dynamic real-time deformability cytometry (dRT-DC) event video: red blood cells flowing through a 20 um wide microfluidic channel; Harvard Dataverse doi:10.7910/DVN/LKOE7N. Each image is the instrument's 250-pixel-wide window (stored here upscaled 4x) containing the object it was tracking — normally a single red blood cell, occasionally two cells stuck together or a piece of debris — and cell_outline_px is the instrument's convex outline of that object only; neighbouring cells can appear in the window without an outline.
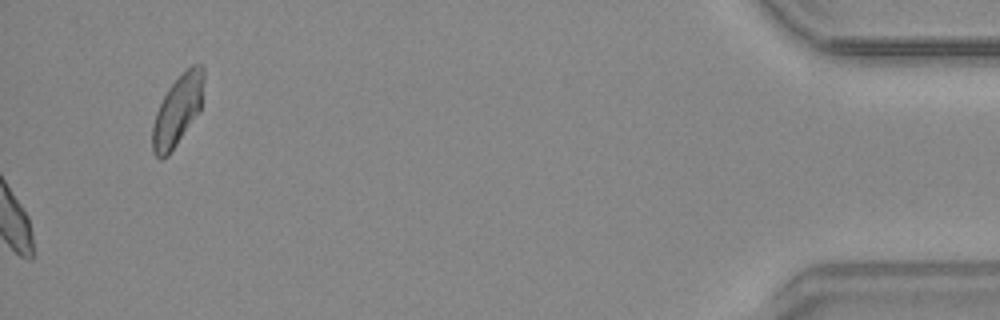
{"species": "common noctule bat (a hibernating species)", "species_latin": "Nyctalus noctula", "temperature_condition": "warm", "stored_images_in_passage": 49, "camera_frame_rate_fps": 3000, "um_per_image_px": 0.085, "animal": {"sex": "male", "body_mass_g": 20.4}, "frame": {"image": 1, "passage_image": 49, "time_ms": 16.0, "image_size_px": [1000, 320], "cell_outline_px": [[204, 80], [200, 112], [168, 156], [160, 160], [152, 152], [152, 124], [156, 112], [168, 88], [192, 64], [200, 64], [204, 68]], "centroid_in_image_um": [15.09, 9.42], "position_along_channel_um": 420.1, "area_um2": 21.04}, "authors_computed_cell_mechanics": {"area_um2": 18.6116, "velocity_mm_per_s": 3.7374, "shape_relaxation_time_tau1_ms": null, "shape_relaxation_time_tau2_ms": 2.2392, "deformation_change_tau1": null, "deformation_change_tau2": 0.075}}